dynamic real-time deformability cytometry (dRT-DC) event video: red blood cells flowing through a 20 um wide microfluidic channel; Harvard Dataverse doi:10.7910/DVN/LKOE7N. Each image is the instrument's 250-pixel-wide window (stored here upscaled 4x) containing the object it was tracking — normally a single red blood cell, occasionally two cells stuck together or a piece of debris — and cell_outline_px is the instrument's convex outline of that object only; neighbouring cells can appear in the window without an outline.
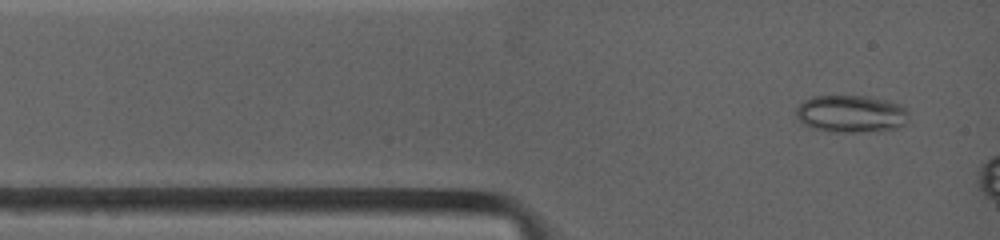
{"species": "common noctule bat (a hibernating species)", "species_latin": "Nyctalus noctula", "temperature_condition": "warm", "stored_images_in_passage": 5, "camera_frame_rate_fps": 4500, "um_per_image_px": 0.085, "animal": {"sex": "female", "body_mass_g": 19.0, "forearm_length_mm": 53.3}, "frame": {"image": 1, "passage_image": 2, "time_ms": 0.222, "image_size_px": [1000, 240], "cell_outline_px": [[908, 112], [904, 124], [896, 128], [856, 132], [828, 132], [812, 128], [804, 124], [796, 116], [796, 108], [804, 100], [812, 96], [868, 96], [888, 100], [900, 104], [908, 108]], "centroid_in_image_um": [72.32, 9.66], "position_along_channel_um": 12.7, "area_um2": 24.57}}